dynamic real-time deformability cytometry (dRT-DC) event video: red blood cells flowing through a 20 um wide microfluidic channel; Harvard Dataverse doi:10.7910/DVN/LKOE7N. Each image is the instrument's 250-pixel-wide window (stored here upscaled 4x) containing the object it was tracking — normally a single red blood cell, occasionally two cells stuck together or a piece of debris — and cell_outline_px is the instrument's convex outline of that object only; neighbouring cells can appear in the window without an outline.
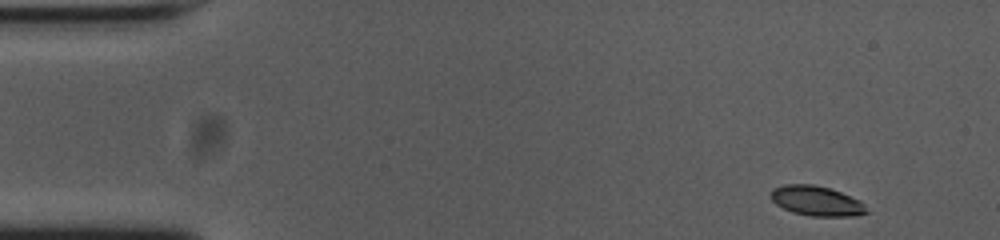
{"species": "common noctule bat (a hibernating species)", "species_latin": "Nyctalus noctula", "temperature_condition": "cold", "stored_images_in_passage": 51, "camera_frame_rate_fps": 3000, "um_per_image_px": 0.085, "animal": {"sex": "female", "body_mass_g": 23.0, "forearm_length_mm": 53.4}, "frame": {"image": 1, "passage_image": 1, "time_ms": 0.0, "image_size_px": [1000, 240], "cell_outline_px": [[868, 212], [856, 216], [812, 216], [792, 212], [776, 204], [768, 196], [772, 188], [784, 184], [812, 184], [828, 188], [840, 192], [860, 200], [864, 204]], "centroid_in_image_um": [69.37, 17.07], "position_along_channel_um": 15.6, "area_um2": 16.7}}
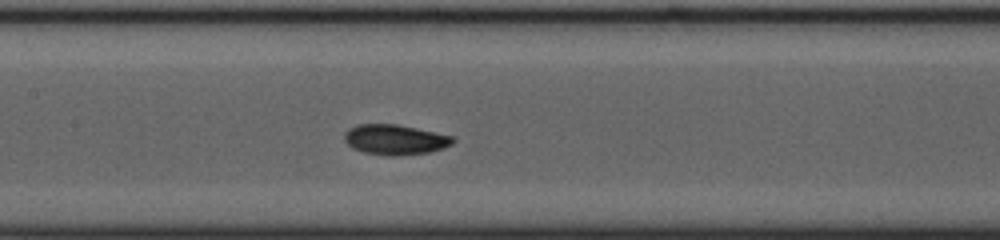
{"frame": {"image": 2, "passage_image": 22, "time_ms": 7.0, "image_size_px": [1000, 240], "cell_outline_px": [[456, 140], [452, 144], [444, 148], [428, 152], [392, 156], [364, 152], [352, 148], [344, 140], [344, 132], [348, 128], [356, 124], [396, 124], [416, 128], [452, 136]], "centroid_in_image_um": [33.55, 11.86], "position_along_channel_um": 173.9, "area_um2": 19.02}}
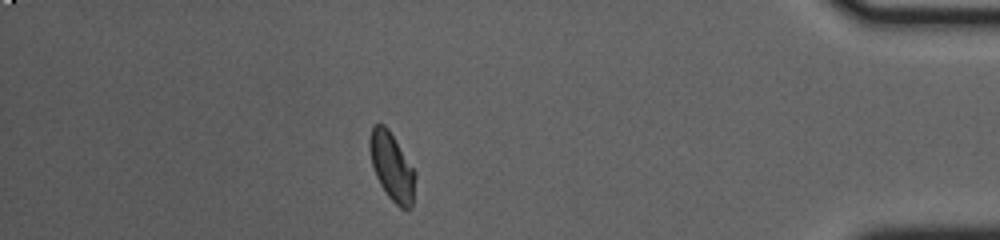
{"frame": {"image": 3, "passage_image": 44, "time_ms": 14.333, "image_size_px": [1000, 240], "cell_outline_px": [[416, 176], [412, 204], [408, 208], [400, 208], [388, 196], [380, 184], [376, 176], [372, 164], [368, 148], [368, 140], [372, 124], [384, 124], [388, 128], [416, 172]], "centroid_in_image_um": [33.29, 14.13], "position_along_channel_um": 401.9, "area_um2": 18.03}, "authors_computed_cell_mechanics": {"area_um2": 18.207, "velocity_mm_per_s": 3.7388, "shape_relaxation_time_tau1_ms": 3.1178, "shape_relaxation_time_tau2_ms": 1.7974, "deformation_change_tau1": 0.1101, "deformation_change_tau2": 0.0508}}